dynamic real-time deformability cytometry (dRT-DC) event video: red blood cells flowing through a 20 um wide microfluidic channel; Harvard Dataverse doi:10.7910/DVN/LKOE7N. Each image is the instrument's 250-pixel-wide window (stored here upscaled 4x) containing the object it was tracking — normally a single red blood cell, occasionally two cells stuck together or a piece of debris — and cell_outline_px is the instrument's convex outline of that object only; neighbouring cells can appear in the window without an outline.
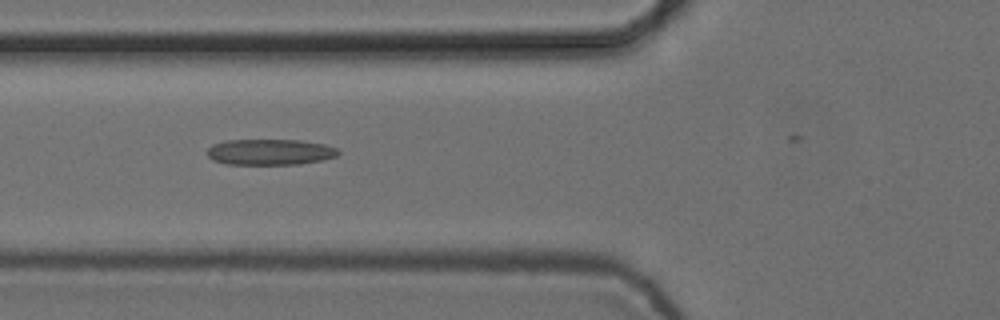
{"species": "common noctule bat (a hibernating species)", "species_latin": "Nyctalus noctula", "temperature_condition": "cold", "stored_images_in_passage": 10, "camera_frame_rate_fps": 3000, "um_per_image_px": 0.085, "animal": {"sex": "female", "body_mass_g": 24.6, "forearm_length_mm": 56.2}, "frame": {"image": 1, "passage_image": 6, "time_ms": 1.667, "image_size_px": [1000, 320], "cell_outline_px": [[340, 152], [336, 156], [324, 160], [300, 164], [228, 164], [212, 160], [208, 156], [208, 148], [212, 144], [228, 140], [300, 140], [324, 144], [336, 148]], "centroid_in_image_um": [22.96, 12.92], "position_along_channel_um": 102.8, "area_um2": 19.77}}
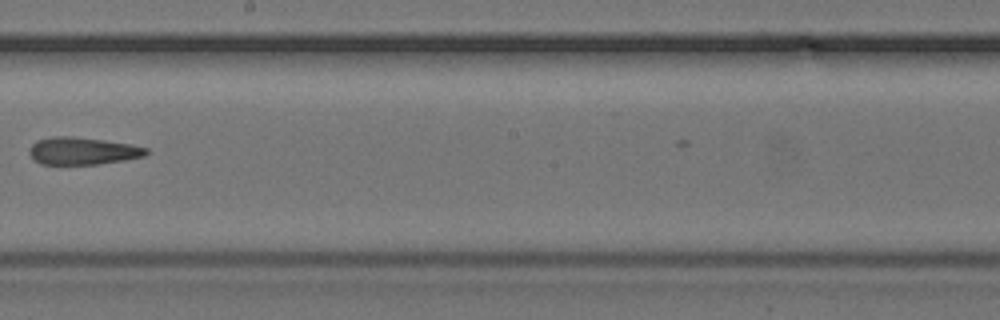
{"frame": {"image": 2, "passage_image": 9, "time_ms": 2.667, "image_size_px": [1000, 320], "cell_outline_px": [[148, 152], [144, 156], [124, 160], [96, 164], [40, 164], [32, 160], [28, 152], [28, 148], [36, 140], [52, 136], [72, 136], [132, 144], [148, 148]], "centroid_in_image_um": [6.96, 12.82], "position_along_channel_um": 241.2, "area_um2": 18.79}}
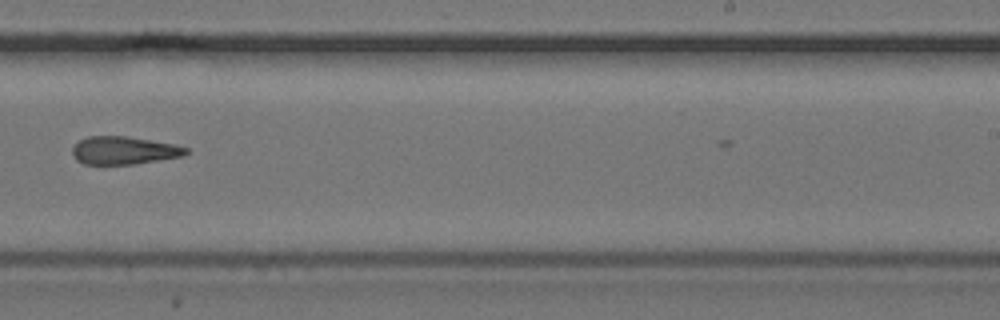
{"frame": {"image": 3, "passage_image": 10, "time_ms": 3.0, "image_size_px": [1000, 320], "cell_outline_px": [[188, 152], [180, 156], [132, 164], [84, 164], [76, 160], [72, 156], [72, 148], [80, 140], [88, 136], [128, 136], [172, 144], [188, 148]], "centroid_in_image_um": [10.47, 12.78], "position_along_channel_um": 278.5, "area_um2": 18.21}}